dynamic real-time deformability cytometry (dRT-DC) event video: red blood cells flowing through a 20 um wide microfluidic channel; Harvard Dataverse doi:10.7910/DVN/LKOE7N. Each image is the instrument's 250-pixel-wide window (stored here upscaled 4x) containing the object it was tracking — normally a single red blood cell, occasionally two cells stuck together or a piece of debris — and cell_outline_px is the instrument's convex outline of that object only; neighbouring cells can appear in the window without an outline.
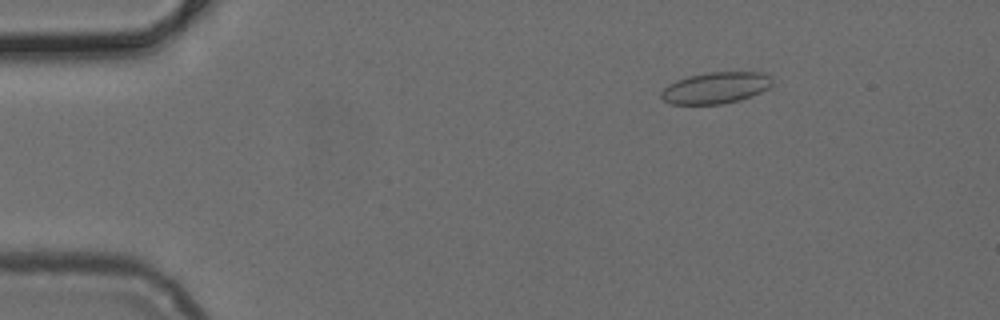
{"species": "common noctule bat (a hibernating species)", "species_latin": "Nyctalus noctula", "temperature_condition": "cold", "stored_images_in_passage": 18, "camera_frame_rate_fps": 3000, "um_per_image_px": 0.085, "animal": {"sex": "female", "body_mass_g": 24.6, "forearm_length_mm": 56.2}, "frame": {"image": 1, "passage_image": 8, "time_ms": 2.333, "image_size_px": [1000, 320], "cell_outline_px": [[772, 84], [768, 88], [760, 92], [740, 100], [724, 104], [672, 104], [664, 100], [660, 96], [660, 92], [668, 84], [676, 80], [688, 76], [708, 72], [760, 72], [772, 76]], "centroid_in_image_um": [60.83, 7.46], "position_along_channel_um": 24.2, "area_um2": 20.4}}
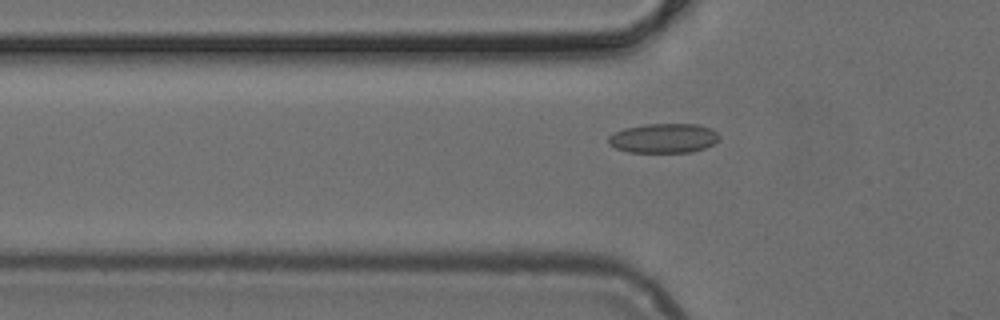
{"frame": {"image": 2, "passage_image": 17, "time_ms": 5.333, "image_size_px": [1000, 320], "cell_outline_px": [[720, 140], [704, 148], [692, 152], [628, 152], [616, 148], [608, 144], [608, 136], [624, 128], [644, 124], [696, 124], [712, 128], [720, 136]], "centroid_in_image_um": [56.42, 11.74], "position_along_channel_um": 69.4, "area_um2": 19.13}}